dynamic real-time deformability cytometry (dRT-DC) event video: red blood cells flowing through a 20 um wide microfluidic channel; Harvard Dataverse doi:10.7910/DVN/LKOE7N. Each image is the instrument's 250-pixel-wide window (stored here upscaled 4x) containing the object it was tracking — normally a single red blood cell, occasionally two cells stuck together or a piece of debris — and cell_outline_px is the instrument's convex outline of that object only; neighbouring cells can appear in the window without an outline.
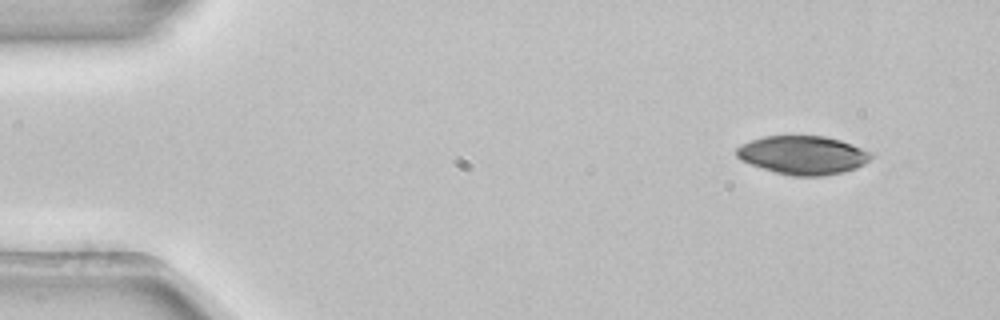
{"species": "common noctule bat (a hibernating species)", "species_latin": "Nyctalus noctula", "temperature_condition": "room temperature", "stored_images_in_passage": 3, "camera_frame_rate_fps": 3000, "um_per_image_px": 0.085, "animal": {"sex": "female", "body_mass_g": 22.7, "forearm_length_mm": 54.2}, "frame": {"image": 1, "passage_image": 1, "time_ms": 0.0, "image_size_px": [1000, 320], "cell_outline_px": [[876, 156], [864, 164], [856, 168], [844, 172], [824, 176], [792, 176], [776, 172], [740, 160], [736, 156], [736, 148], [740, 144], [764, 136], [824, 136], [840, 140], [852, 144], [872, 152]], "centroid_in_image_um": [68.29, 13.18], "position_along_channel_um": 16.7, "area_um2": 30.35}}